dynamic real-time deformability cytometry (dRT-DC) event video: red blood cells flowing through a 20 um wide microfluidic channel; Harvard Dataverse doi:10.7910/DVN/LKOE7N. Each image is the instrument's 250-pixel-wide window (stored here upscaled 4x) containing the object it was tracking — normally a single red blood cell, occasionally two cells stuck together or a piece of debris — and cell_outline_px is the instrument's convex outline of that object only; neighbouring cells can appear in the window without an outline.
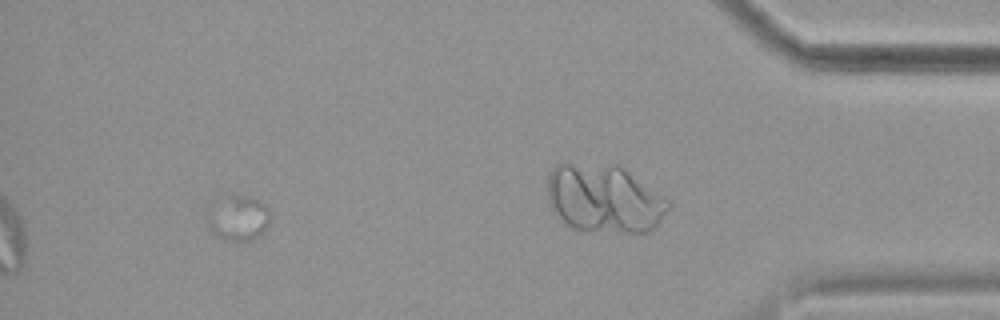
{"species": "common noctule bat (a hibernating species)", "species_latin": "Nyctalus noctula", "temperature_condition": "cold", "stored_images_in_passage": 34, "camera_frame_rate_fps": 3000, "um_per_image_px": 0.085, "animal": {"sex": "female", "body_mass_g": 19.9}, "frame": {"image": 1, "passage_image": 29, "time_ms": 9.333, "image_size_px": [1000, 320], "cell_outline_px": [[268, 224], [256, 236], [248, 240], [228, 240], [212, 232], [208, 228], [208, 220], [232, 196], [244, 196], [260, 200], [268, 208]], "centroid_in_image_um": [20.37, 18.6], "position_along_channel_um": 414.8, "area_um2": 14.57}}